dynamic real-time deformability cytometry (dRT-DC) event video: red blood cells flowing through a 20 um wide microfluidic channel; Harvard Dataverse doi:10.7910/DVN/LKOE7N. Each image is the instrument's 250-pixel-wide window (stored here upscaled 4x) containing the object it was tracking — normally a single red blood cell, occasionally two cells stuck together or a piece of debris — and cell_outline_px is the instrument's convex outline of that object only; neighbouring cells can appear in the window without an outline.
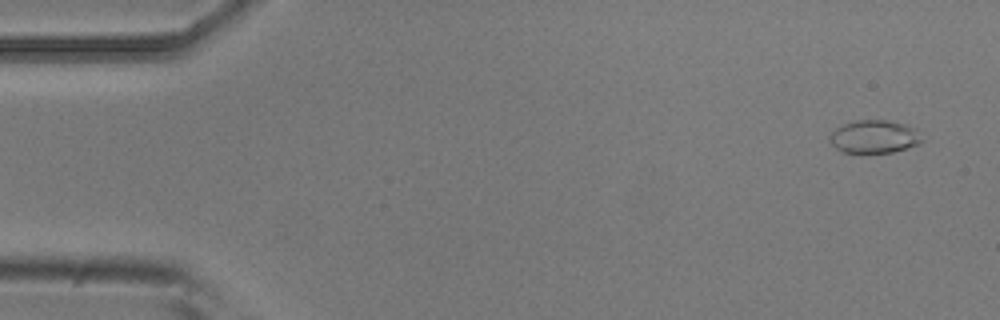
{"species": "common noctule bat (a hibernating species)", "species_latin": "Nyctalus noctula", "temperature_condition": "room temperature", "stored_images_in_passage": 5, "camera_frame_rate_fps": 3000, "um_per_image_px": 0.085, "animal": {"sex": "male", "body_mass_g": 20.5, "forearm_length_mm": 52.5}, "frame": {"image": 1, "passage_image": 1, "time_ms": 0.0, "image_size_px": [1000, 320], "cell_outline_px": [[924, 140], [920, 144], [892, 152], [840, 152], [828, 140], [828, 136], [836, 128], [844, 124], [856, 120], [888, 120], [904, 124], [916, 128]], "centroid_in_image_um": [74.32, 11.61], "position_along_channel_um": 10.7, "area_um2": 17.8}}
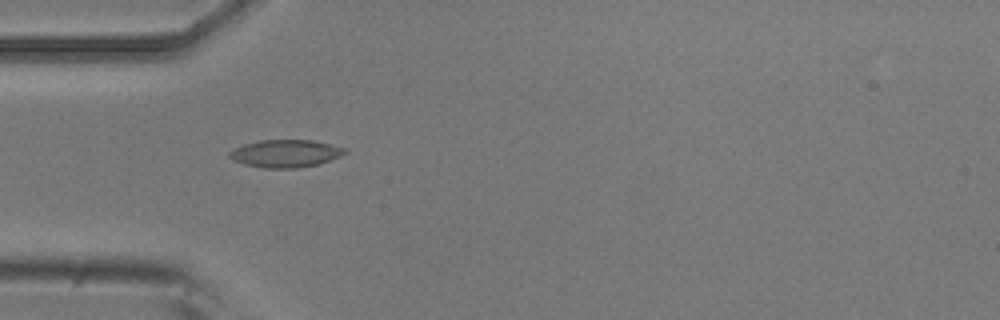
{"frame": {"image": 2, "passage_image": 4, "time_ms": 1.0, "image_size_px": [1000, 320], "cell_outline_px": [[348, 152], [340, 156], [316, 164], [300, 168], [264, 168], [244, 164], [232, 160], [228, 156], [228, 152], [244, 144], [260, 140], [312, 140], [332, 144], [344, 148]], "centroid_in_image_um": [24.25, 13.04], "position_along_channel_um": 60.8, "area_um2": 18.5}}
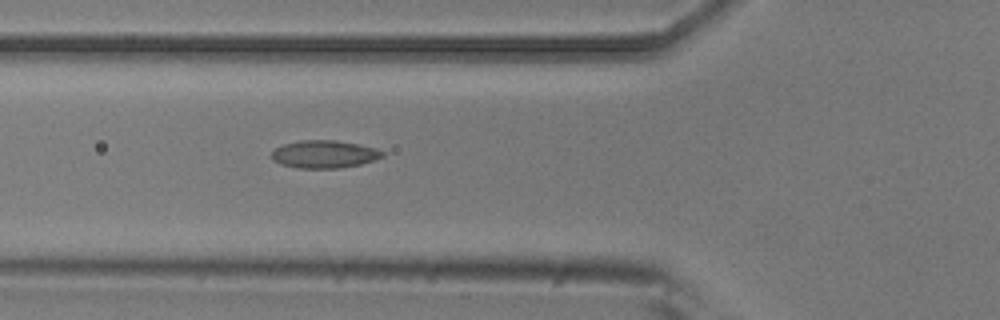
{"frame": {"image": 3, "passage_image": 5, "time_ms": 1.333, "image_size_px": [1000, 320], "cell_outline_px": [[384, 156], [360, 164], [336, 168], [296, 168], [280, 164], [272, 160], [272, 152], [276, 148], [284, 144], [300, 140], [336, 140], [376, 148], [384, 152]], "centroid_in_image_um": [27.53, 13.1], "position_along_channel_um": 98.3, "area_um2": 17.74}}